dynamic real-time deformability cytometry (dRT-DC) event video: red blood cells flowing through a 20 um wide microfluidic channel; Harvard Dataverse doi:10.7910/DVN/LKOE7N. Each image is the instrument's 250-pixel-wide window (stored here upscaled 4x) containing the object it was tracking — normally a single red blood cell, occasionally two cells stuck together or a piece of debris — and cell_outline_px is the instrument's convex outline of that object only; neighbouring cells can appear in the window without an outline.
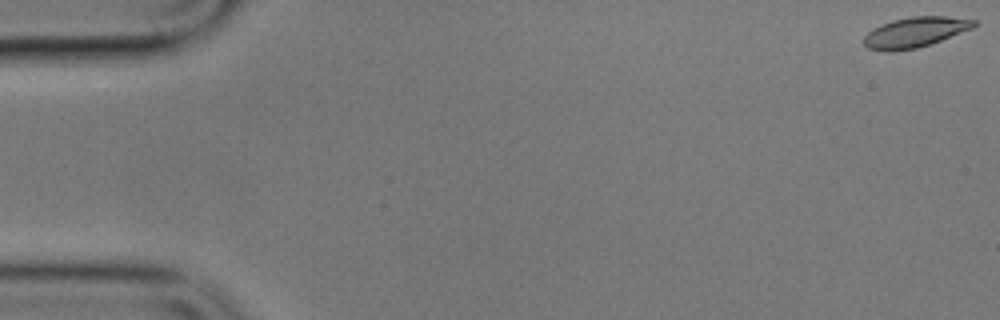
{"species": "common noctule bat (a hibernating species)", "species_latin": "Nyctalus noctula", "temperature_condition": "cold", "stored_images_in_passage": 57, "camera_frame_rate_fps": 3000, "um_per_image_px": 0.085, "animal": {"sex": "male", "body_mass_g": 17.9}, "frame": {"image": 1, "passage_image": 1, "time_ms": 0.0, "image_size_px": [1000, 320], "cell_outline_px": [[976, 24], [972, 28], [940, 40], [916, 48], [892, 52], [884, 52], [868, 48], [864, 44], [864, 36], [872, 28], [892, 20], [908, 16], [944, 16], [976, 20]], "centroid_in_image_um": [77.72, 2.74], "position_along_channel_um": 7.3, "area_um2": 19.31}}
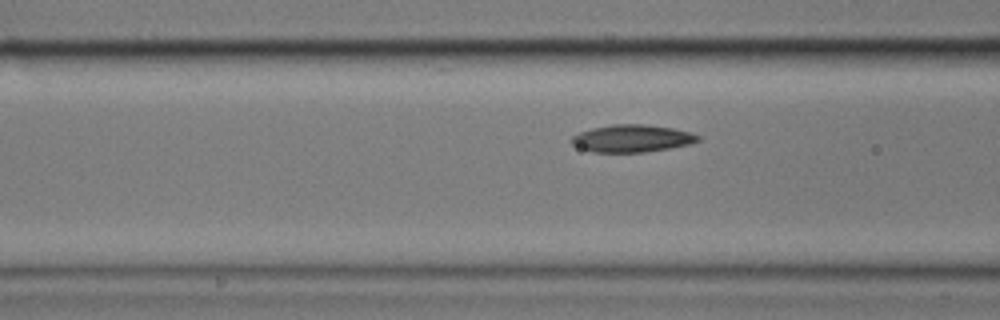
{"frame": {"image": 2, "passage_image": 22, "time_ms": 7.0, "image_size_px": [1000, 320], "cell_outline_px": [[700, 140], [688, 144], [668, 148], [644, 152], [592, 152], [580, 148], [572, 144], [568, 140], [572, 136], [580, 132], [592, 128], [612, 124], [644, 124], [672, 128], [688, 132], [700, 136]], "centroid_in_image_um": [53.66, 11.76], "position_along_channel_um": 112.9, "area_um2": 20.06}}
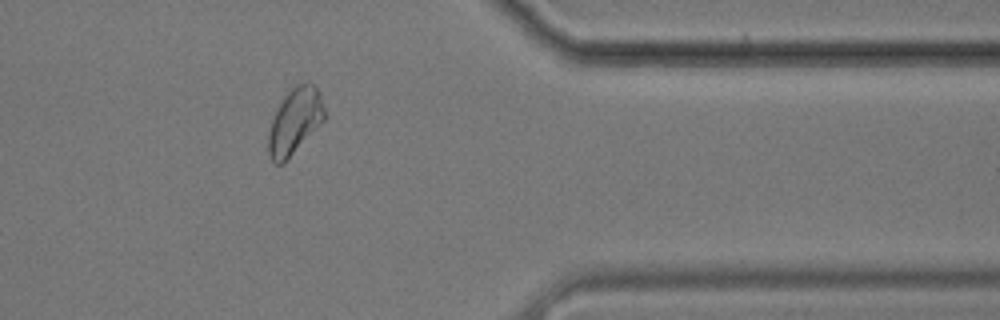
{"frame": {"image": 3, "passage_image": 47, "time_ms": 15.333, "image_size_px": [1000, 320], "cell_outline_px": [[324, 120], [284, 164], [276, 164], [272, 160], [268, 152], [268, 132], [276, 108], [288, 88], [296, 84], [308, 80], [320, 92], [324, 108]], "centroid_in_image_um": [25.04, 10.27], "position_along_channel_um": 386.4, "area_um2": 21.85}, "authors_computed_cell_mechanics": {"area_um2": 20.0566, "velocity_mm_per_s": 3.4843, "shape_relaxation_time_tau1_ms": 4.7801, "shape_relaxation_time_tau2_ms": 3.1456, "deformation_change_tau1": 0.1171, "deformation_change_tau2": 0.0845}}